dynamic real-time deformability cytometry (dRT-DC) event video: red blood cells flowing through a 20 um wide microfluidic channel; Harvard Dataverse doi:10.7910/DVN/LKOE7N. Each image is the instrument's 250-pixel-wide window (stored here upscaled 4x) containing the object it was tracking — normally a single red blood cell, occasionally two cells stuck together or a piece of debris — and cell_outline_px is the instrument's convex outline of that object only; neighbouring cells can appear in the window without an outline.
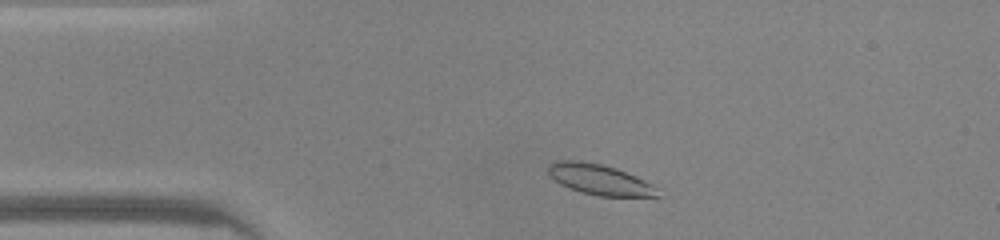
{"species": "common noctule bat (a hibernating species)", "species_latin": "Nyctalus noctula", "temperature_condition": "warm", "stored_images_in_passage": 41, "camera_frame_rate_fps": 3000, "um_per_image_px": 0.085, "animal": {"sex": "male", "body_mass_g": 20.0, "forearm_length_mm": 53.3}, "frame": {"image": 1, "passage_image": 3, "time_ms": 0.667, "image_size_px": [1000, 240], "cell_outline_px": [[660, 196], [600, 196], [584, 192], [560, 184], [548, 172], [548, 164], [560, 160], [576, 160], [600, 164], [616, 168], [656, 188]], "centroid_in_image_um": [50.9, 15.25], "position_along_channel_um": 34.1, "area_um2": 18.61}}
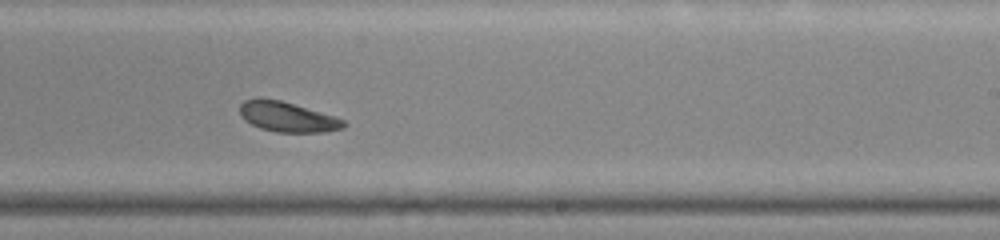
{"frame": {"image": 2, "passage_image": 22, "time_ms": 7.0, "image_size_px": [1000, 240], "cell_outline_px": [[348, 124], [344, 128], [324, 132], [276, 132], [260, 128], [244, 120], [240, 116], [240, 104], [244, 100], [280, 100], [336, 116], [344, 120]], "centroid_in_image_um": [24.48, 9.96], "position_along_channel_um": 264.5, "area_um2": 17.98}}
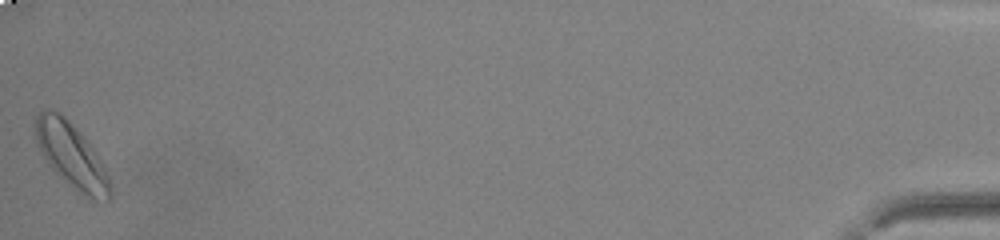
{"frame": {"image": 3, "passage_image": 41, "time_ms": 13.333, "image_size_px": [1000, 240], "cell_outline_px": [[112, 196], [108, 200], [96, 200], [88, 196], [64, 180], [48, 164], [36, 144], [36, 116], [40, 112], [60, 112], [88, 140], [104, 164], [112, 188]], "centroid_in_image_um": [6.12, 13.23], "position_along_channel_um": 429.1, "area_um2": 27.63}, "authors_computed_cell_mechanics": {"area_um2": 19.0162, "velocity_mm_per_s": 4.196, "shape_relaxation_time_tau1_ms": 2.1276, "shape_relaxation_time_tau2_ms": null, "deformation_change_tau1": 0.077, "deformation_change_tau2": null}}